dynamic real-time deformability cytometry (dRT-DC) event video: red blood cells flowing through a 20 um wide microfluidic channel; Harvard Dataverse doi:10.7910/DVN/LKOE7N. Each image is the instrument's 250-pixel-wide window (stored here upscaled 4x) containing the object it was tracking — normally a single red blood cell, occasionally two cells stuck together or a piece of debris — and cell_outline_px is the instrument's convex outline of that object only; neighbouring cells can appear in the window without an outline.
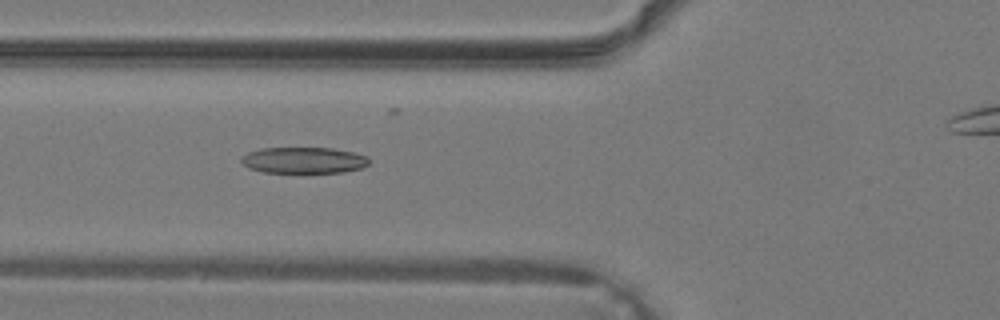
{"species": "common noctule bat (a hibernating species)", "species_latin": "Nyctalus noctula", "temperature_condition": "warm", "stored_images_in_passage": 28, "camera_frame_rate_fps": 3000, "um_per_image_px": 0.085, "animal": {"sex": "male", "body_mass_g": 19.2, "forearm_length_mm": 51.8}, "frame": {"image": 1, "passage_image": 8, "time_ms": 2.333, "image_size_px": [1000, 320], "cell_outline_px": [[368, 164], [364, 168], [344, 172], [264, 172], [248, 168], [240, 160], [248, 152], [260, 148], [332, 148], [352, 152], [368, 156]], "centroid_in_image_um": [25.84, 13.62], "position_along_channel_um": 100.0, "area_um2": 19.42}}
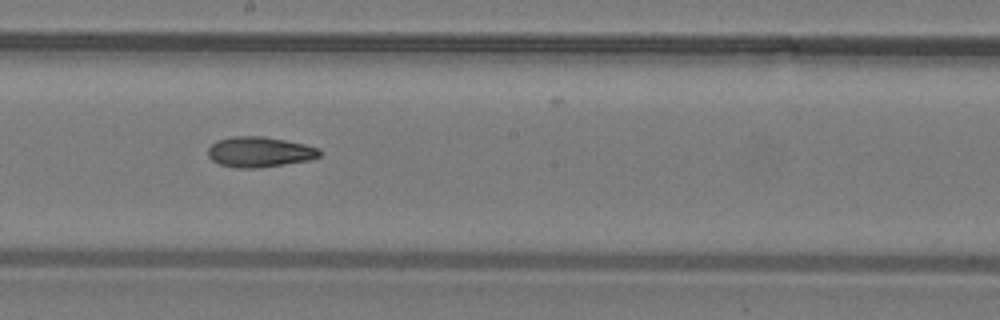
{"frame": {"image": 2, "passage_image": 15, "time_ms": 4.667, "image_size_px": [1000, 320], "cell_outline_px": [[320, 156], [312, 160], [256, 168], [236, 168], [220, 164], [212, 160], [208, 156], [208, 148], [216, 140], [232, 136], [264, 136], [304, 144], [320, 148]], "centroid_in_image_um": [22.06, 12.91], "position_along_channel_um": 226.1, "area_um2": 19.83}}
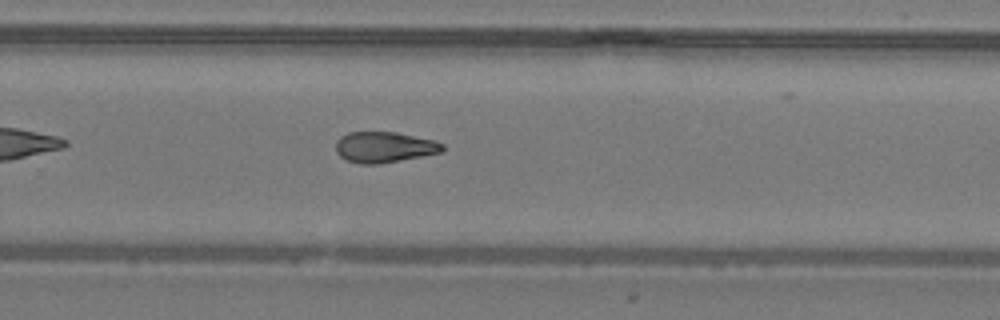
{"frame": {"image": 3, "passage_image": 19, "time_ms": 6.0, "image_size_px": [1000, 320], "cell_outline_px": [[444, 152], [380, 164], [360, 164], [348, 160], [340, 156], [336, 152], [336, 140], [340, 136], [348, 132], [396, 132], [432, 140], [444, 144]], "centroid_in_image_um": [32.66, 12.51], "position_along_channel_um": 297.1, "area_um2": 19.19}}